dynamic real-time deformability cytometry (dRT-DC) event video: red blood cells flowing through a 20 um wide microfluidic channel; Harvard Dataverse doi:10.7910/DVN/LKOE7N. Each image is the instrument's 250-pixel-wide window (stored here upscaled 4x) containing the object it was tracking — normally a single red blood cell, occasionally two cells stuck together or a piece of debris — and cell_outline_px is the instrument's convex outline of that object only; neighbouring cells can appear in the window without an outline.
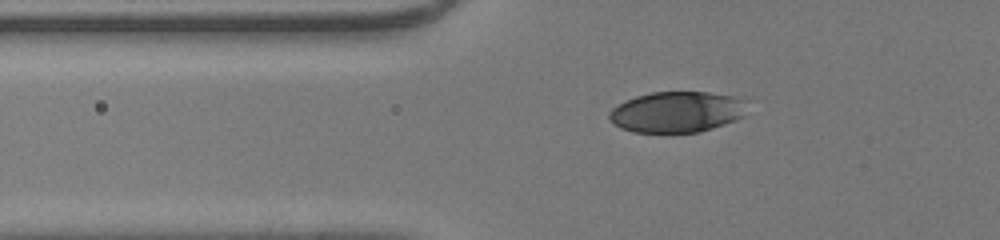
{"species": "human", "species_latin": "Homo sapiens", "temperature_condition": "room temperature", "stored_images_in_passage": 33, "camera_frame_rate_fps": 3000, "um_per_image_px": 0.085, "donor": {"sex": "male"}, "frame": {"image": 1, "passage_image": 2, "time_ms": 0.333, "image_size_px": [1000, 240], "cell_outline_px": [[744, 116], [736, 120], [700, 132], [632, 132], [620, 128], [612, 124], [608, 116], [608, 112], [612, 108], [636, 96], [652, 92], [708, 92], [732, 96], [744, 100]], "centroid_in_image_um": [57.5, 9.52], "position_along_channel_um": 68.3, "area_um2": 32.71}}
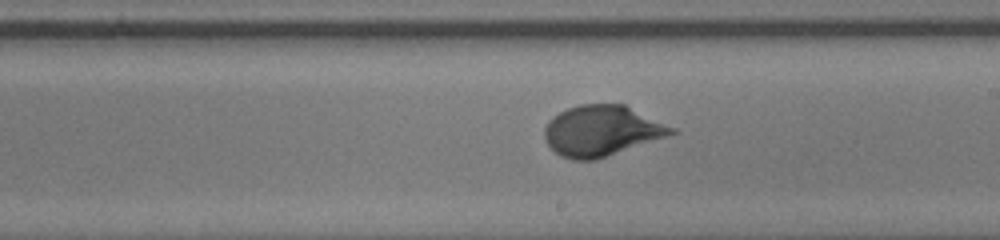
{"frame": {"image": 2, "passage_image": 15, "time_ms": 4.667, "image_size_px": [1000, 240], "cell_outline_px": [[680, 132], [596, 160], [572, 160], [560, 156], [544, 140], [544, 128], [548, 120], [552, 116], [568, 108], [580, 104], [624, 104], [676, 128]], "centroid_in_image_um": [51.15, 11.12], "position_along_channel_um": 237.9, "area_um2": 37.63}}
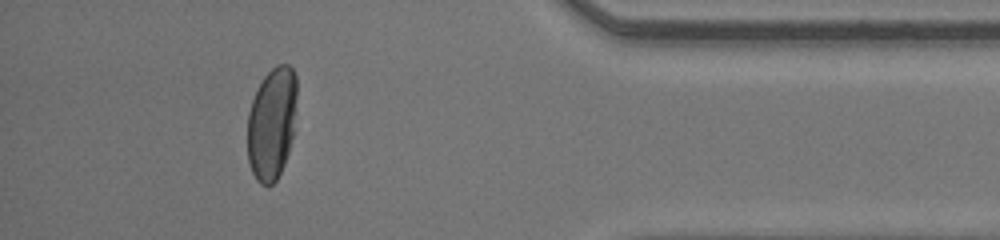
{"frame": {"image": 3, "passage_image": 29, "time_ms": 9.333, "image_size_px": [1000, 240], "cell_outline_px": [[296, 112], [292, 136], [288, 152], [284, 164], [276, 180], [272, 184], [260, 184], [256, 180], [252, 172], [248, 160], [248, 112], [252, 100], [264, 76], [276, 64], [288, 64], [292, 68], [296, 76]], "centroid_in_image_um": [23.1, 10.47], "position_along_channel_um": 412.1, "area_um2": 32.31}, "authors_computed_cell_mechanics": {"area_um2": 35.0846, "velocity_mm_per_s": 4.2542, "shape_relaxation_time_tau1_ms": 5.0201, "shape_relaxation_time_tau2_ms": null, "deformation_change_tau1": 0.2166, "deformation_change_tau2": null}}